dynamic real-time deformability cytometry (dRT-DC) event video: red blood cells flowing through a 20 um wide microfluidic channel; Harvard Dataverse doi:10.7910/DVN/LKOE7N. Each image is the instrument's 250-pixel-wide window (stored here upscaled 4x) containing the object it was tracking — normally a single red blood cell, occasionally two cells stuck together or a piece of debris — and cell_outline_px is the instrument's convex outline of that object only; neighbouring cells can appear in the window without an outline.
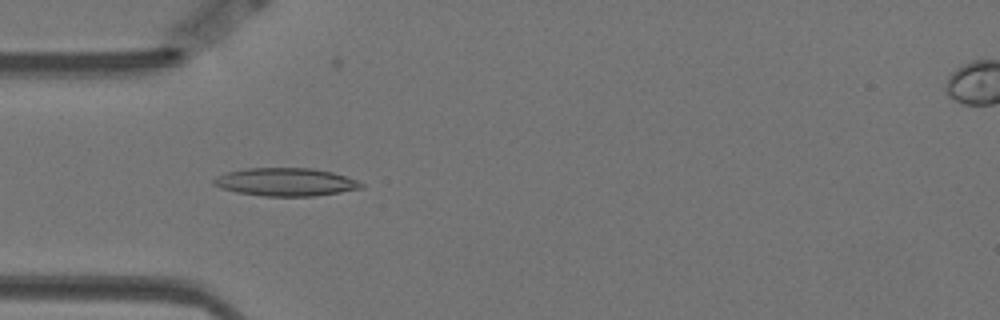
{"species": "Egyptian fruit bat (a non-hibernating species)", "species_latin": "Rousettus aegyptiacus", "temperature_condition": "warm", "stored_images_in_passage": 58, "camera_frame_rate_fps": 3000, "um_per_image_px": 0.085, "animal": {"sex": "female"}, "frame": {"image": 1, "passage_image": 17, "time_ms": 5.333, "image_size_px": [1000, 320], "cell_outline_px": [[364, 188], [316, 196], [264, 196], [236, 192], [220, 188], [212, 184], [212, 180], [216, 176], [228, 172], [244, 168], [312, 168], [332, 172], [356, 180], [364, 184]], "centroid_in_image_um": [24.26, 15.47], "position_along_channel_um": 60.7, "area_um2": 24.16}}
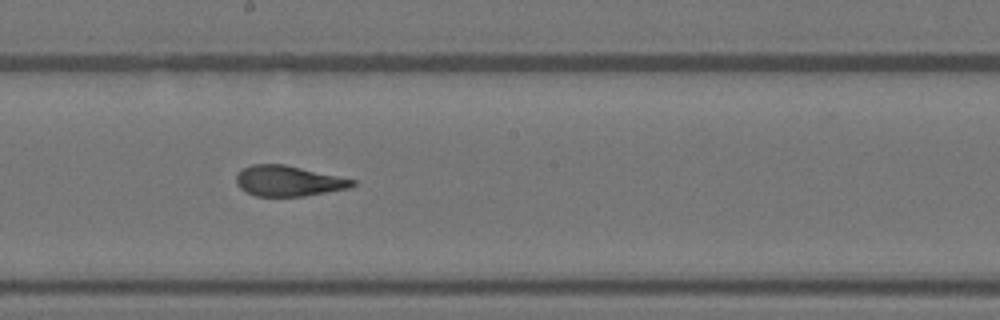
{"frame": {"image": 2, "passage_image": 31, "time_ms": 10.0, "image_size_px": [1000, 320], "cell_outline_px": [[356, 184], [348, 188], [304, 196], [256, 196], [240, 188], [236, 184], [236, 176], [240, 168], [252, 164], [284, 164], [356, 180]], "centroid_in_image_um": [24.47, 15.37], "position_along_channel_um": 223.7, "area_um2": 20.58}}
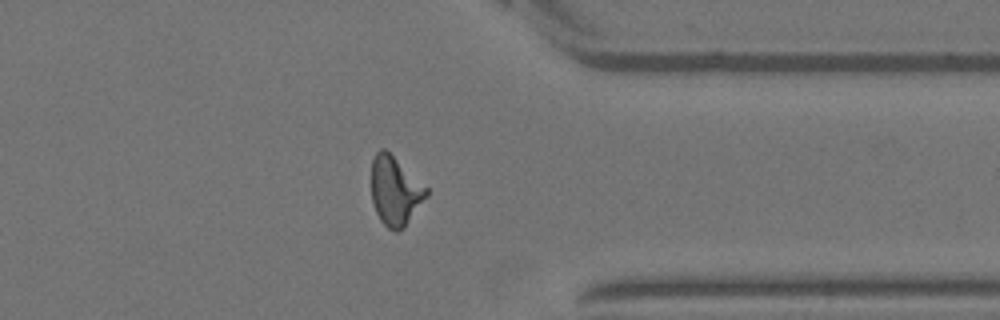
{"frame": {"image": 3, "passage_image": 45, "time_ms": 14.667, "image_size_px": [1000, 320], "cell_outline_px": [[428, 196], [404, 228], [400, 232], [396, 232], [388, 228], [380, 220], [376, 212], [372, 200], [372, 160], [376, 152], [380, 148], [384, 148], [428, 188]], "centroid_in_image_um": [33.59, 16.26], "position_along_channel_um": 377.8, "area_um2": 22.02}, "authors_computed_cell_mechanics": {"area_um2": 21.675, "velocity_mm_per_s": 3.4902, "shape_relaxation_time_tau1_ms": 10.6554, "shape_relaxation_time_tau2_ms": 1.4409, "deformation_change_tau1": 0.278, "deformation_change_tau2": 0.1002}}